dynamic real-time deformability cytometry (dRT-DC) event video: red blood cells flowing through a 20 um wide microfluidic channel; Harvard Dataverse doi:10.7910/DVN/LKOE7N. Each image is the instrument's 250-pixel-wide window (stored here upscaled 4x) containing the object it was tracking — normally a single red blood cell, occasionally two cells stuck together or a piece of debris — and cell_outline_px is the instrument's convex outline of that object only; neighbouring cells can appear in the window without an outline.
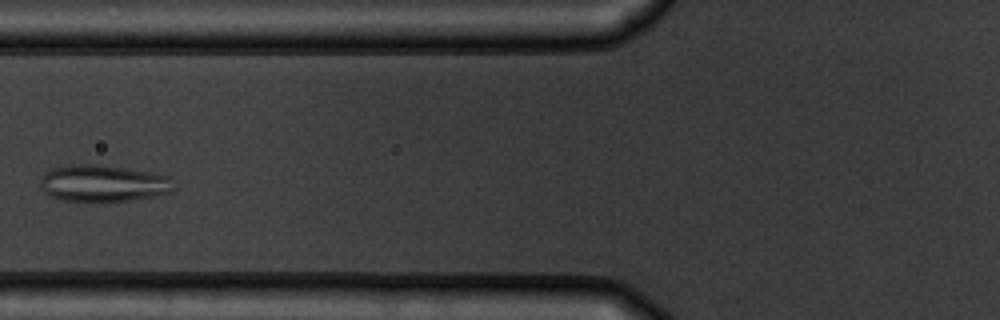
{"species": "common noctule bat (a hibernating species)", "species_latin": "Nyctalus noctula", "temperature_condition": "warm", "stored_images_in_passage": 4, "camera_frame_rate_fps": 3000, "um_per_image_px": 0.085, "animal": {"sex": "male", "body_mass_g": 19.5, "forearm_length_mm": 54.6}, "frame": {"image": 1, "passage_image": 3, "time_ms": 2.333, "image_size_px": [1000, 320], "cell_outline_px": [[172, 192], [156, 196], [132, 200], [64, 200], [52, 196], [44, 192], [40, 188], [40, 180], [52, 168], [76, 164], [100, 164], [152, 172], [172, 176]], "centroid_in_image_um": [8.82, 15.56], "position_along_channel_um": 117.0, "area_um2": 28.32}}